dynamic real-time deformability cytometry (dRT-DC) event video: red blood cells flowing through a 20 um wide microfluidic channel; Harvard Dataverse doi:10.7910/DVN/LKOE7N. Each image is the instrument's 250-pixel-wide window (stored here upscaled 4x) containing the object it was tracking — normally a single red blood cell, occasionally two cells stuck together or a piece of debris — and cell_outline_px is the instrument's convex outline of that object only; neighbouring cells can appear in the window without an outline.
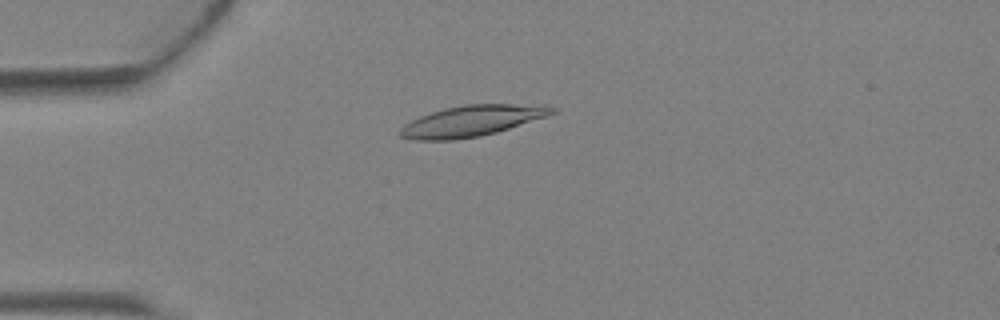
{"species": "Egyptian fruit bat (a non-hibernating species)", "species_latin": "Rousettus aegyptiacus", "temperature_condition": "warm", "stored_images_in_passage": 2, "camera_frame_rate_fps": 3000, "um_per_image_px": 0.085, "animal": {"sex": "female"}, "frame": {"image": 1, "passage_image": 2, "time_ms": 0.333, "image_size_px": [1000, 320], "cell_outline_px": [[556, 112], [496, 132], [480, 136], [452, 140], [412, 140], [400, 136], [396, 132], [404, 124], [420, 116], [444, 108], [464, 104], [548, 104], [556, 108]], "centroid_in_image_um": [40.07, 10.27], "position_along_channel_um": 44.9, "area_um2": 27.34}}